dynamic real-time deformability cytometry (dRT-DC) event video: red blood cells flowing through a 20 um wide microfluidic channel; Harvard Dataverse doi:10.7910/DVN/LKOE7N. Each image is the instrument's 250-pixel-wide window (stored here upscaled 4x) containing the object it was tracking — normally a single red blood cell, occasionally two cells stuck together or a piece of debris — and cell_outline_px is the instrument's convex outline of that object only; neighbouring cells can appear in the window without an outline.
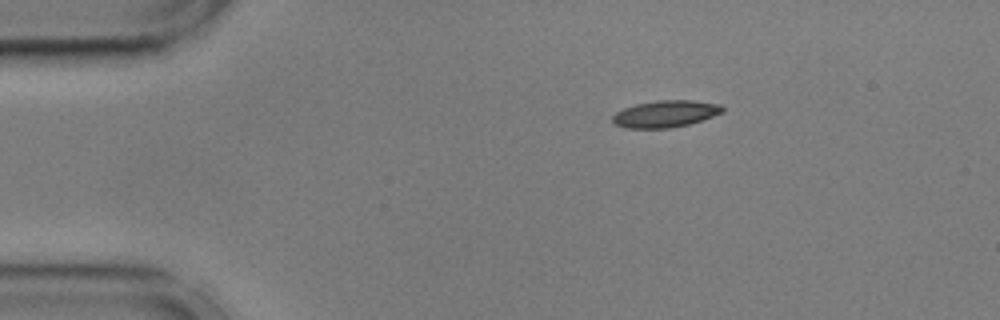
{"species": "common noctule bat (a hibernating species)", "species_latin": "Nyctalus noctula", "temperature_condition": "cold", "stored_images_in_passage": 47, "camera_frame_rate_fps": 3000, "um_per_image_px": 0.085, "animal": {"sex": "male", "body_mass_g": 17.9, "forearm_length_mm": 54.2}, "frame": {"image": 1, "passage_image": 1, "time_ms": 0.0, "image_size_px": [1000, 320], "cell_outline_px": [[724, 112], [688, 124], [668, 128], [624, 128], [616, 124], [612, 120], [612, 116], [616, 112], [624, 108], [636, 104], [656, 100], [692, 100], [720, 104], [724, 108]], "centroid_in_image_um": [56.55, 9.67], "position_along_channel_um": 28.5, "area_um2": 17.11}}
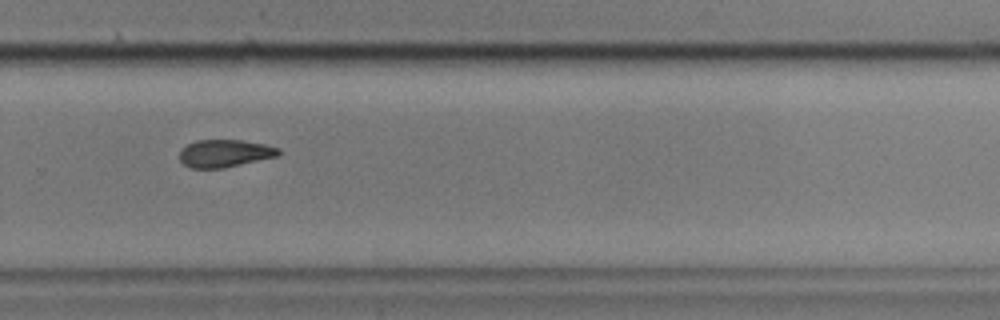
{"frame": {"image": 2, "passage_image": 29, "time_ms": 9.333, "image_size_px": [1000, 320], "cell_outline_px": [[280, 156], [224, 168], [188, 168], [180, 160], [180, 152], [188, 144], [196, 140], [240, 140], [264, 144], [280, 148]], "centroid_in_image_um": [19.14, 13.04], "position_along_channel_um": 310.7, "area_um2": 15.95}}
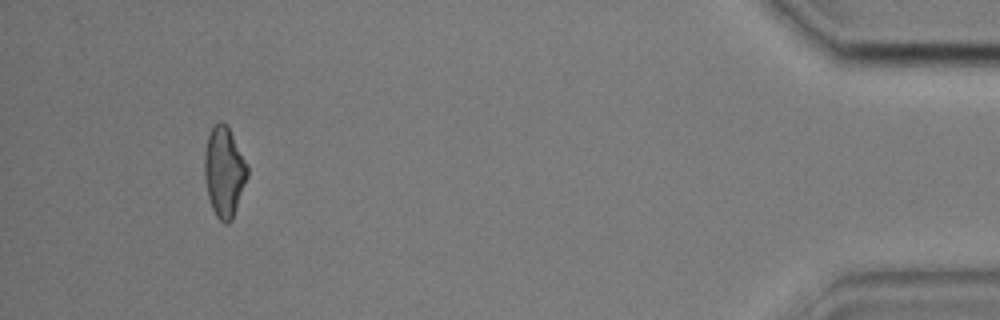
{"frame": {"image": 3, "passage_image": 47, "time_ms": 15.333, "image_size_px": [1000, 320], "cell_outline_px": [[248, 176], [232, 220], [228, 224], [224, 224], [216, 216], [212, 208], [208, 196], [204, 176], [204, 152], [208, 132], [220, 120], [224, 120], [228, 124], [248, 164]], "centroid_in_image_um": [19.06, 14.56], "position_along_channel_um": 416.1, "area_um2": 23.0}, "authors_computed_cell_mechanics": {"area_um2": 16.9932, "velocity_mm_per_s": 3.5935, "shape_relaxation_time_tau1_ms": 3.7926, "shape_relaxation_time_tau2_ms": null, "deformation_change_tau1": 0.1122, "deformation_change_tau2": null}}